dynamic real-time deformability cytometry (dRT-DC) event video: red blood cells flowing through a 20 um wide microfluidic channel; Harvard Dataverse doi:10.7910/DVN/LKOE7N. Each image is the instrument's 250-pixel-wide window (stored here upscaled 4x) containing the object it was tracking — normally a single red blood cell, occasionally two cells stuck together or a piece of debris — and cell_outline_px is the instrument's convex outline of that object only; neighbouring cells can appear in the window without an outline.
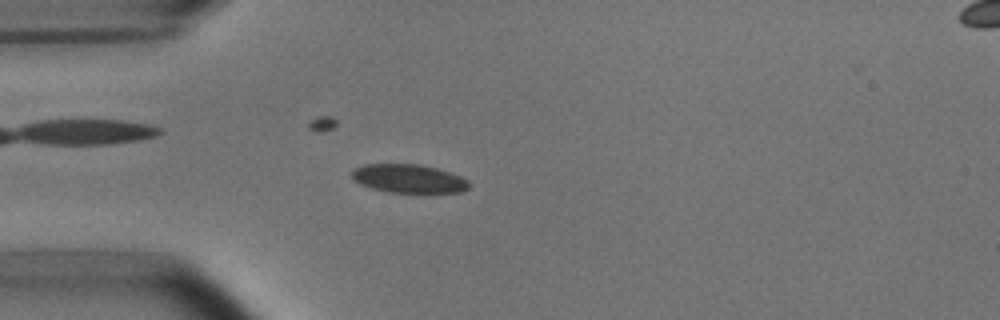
{"species": "common noctule bat (a hibernating species)", "species_latin": "Nyctalus noctula", "temperature_condition": "room temperature", "stored_images_in_passage": 48, "camera_frame_rate_fps": 3000, "um_per_image_px": 0.085, "animal": {"sex": "male", "body_mass_g": 15.6}, "frame": {"image": 1, "passage_image": 10, "time_ms": 3.0, "image_size_px": [1000, 320], "cell_outline_px": [[468, 188], [460, 192], [388, 192], [372, 188], [360, 184], [352, 176], [352, 172], [356, 168], [364, 164], [420, 164], [436, 168], [460, 176], [468, 180]], "centroid_in_image_um": [34.73, 15.17], "position_along_channel_um": 50.3, "area_um2": 19.19}}
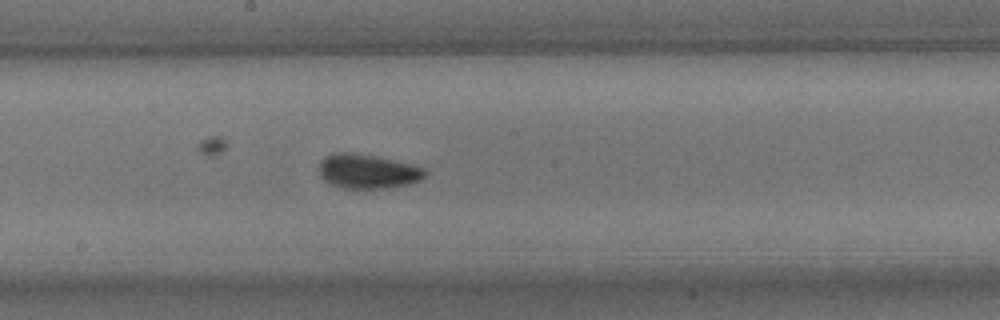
{"frame": {"image": 2, "passage_image": 24, "time_ms": 7.667, "image_size_px": [1000, 320], "cell_outline_px": [[428, 176], [420, 180], [408, 184], [384, 188], [340, 188], [324, 180], [320, 176], [320, 160], [324, 156], [336, 152], [352, 152], [376, 156], [412, 164], [424, 168], [428, 172]], "centroid_in_image_um": [31.26, 14.55], "position_along_channel_um": 216.9, "area_um2": 21.39}}
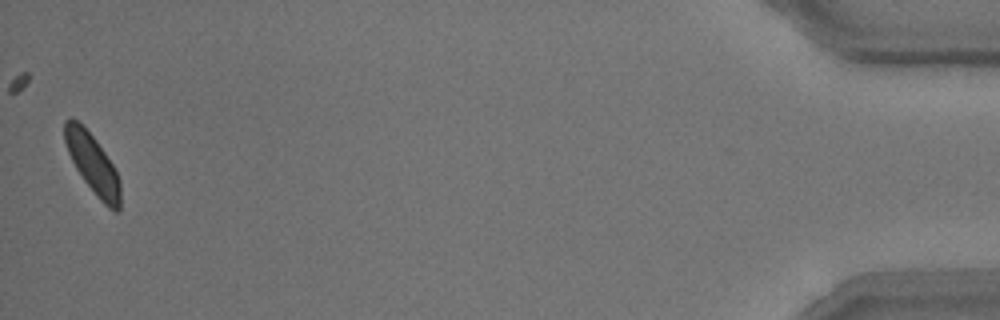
{"frame": {"image": 3, "passage_image": 48, "time_ms": 15.667, "image_size_px": [1000, 320], "cell_outline_px": [[120, 208], [116, 212], [108, 208], [96, 196], [84, 180], [76, 168], [68, 152], [64, 140], [64, 120], [72, 116], [96, 140], [112, 164], [120, 180]], "centroid_in_image_um": [7.87, 13.93], "position_along_channel_um": 427.3, "area_um2": 19.02}, "authors_computed_cell_mechanics": {"area_um2": 19.941, "velocity_mm_per_s": 3.7654, "shape_relaxation_time_tau1_ms": 2.7533, "shape_relaxation_time_tau2_ms": 1.7938, "deformation_change_tau1": 0.085, "deformation_change_tau2": 0.0628}}